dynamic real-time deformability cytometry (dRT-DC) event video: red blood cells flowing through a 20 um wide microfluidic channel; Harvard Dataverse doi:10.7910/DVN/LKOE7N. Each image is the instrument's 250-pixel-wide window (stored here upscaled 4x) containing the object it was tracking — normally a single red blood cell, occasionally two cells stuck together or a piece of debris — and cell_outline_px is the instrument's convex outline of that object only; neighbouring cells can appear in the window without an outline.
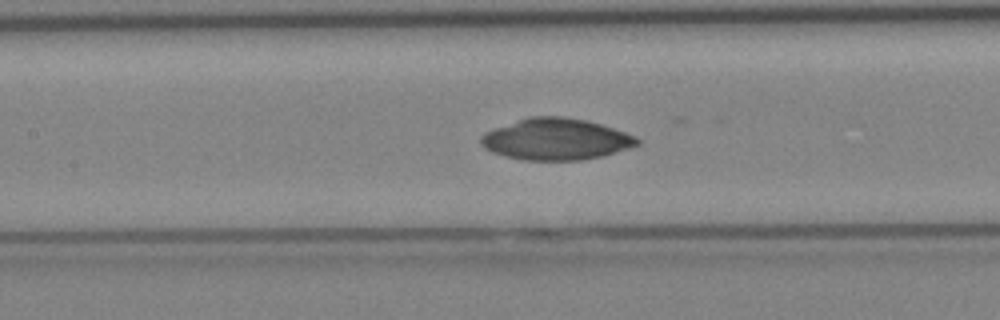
{"species": "Egyptian fruit bat (a non-hibernating species)", "species_latin": "Rousettus aegyptiacus", "temperature_condition": "cold", "stored_images_in_passage": 28, "camera_frame_rate_fps": 3000, "um_per_image_px": 0.085, "animal": {"sex": "female"}, "frame": {"image": 1, "passage_image": 19, "time_ms": 6.0, "image_size_px": [1000, 320], "cell_outline_px": [[640, 144], [628, 148], [600, 156], [580, 160], [524, 160], [492, 152], [484, 148], [480, 144], [480, 136], [484, 132], [492, 128], [532, 116], [564, 116], [588, 120], [636, 136], [640, 140]], "centroid_in_image_um": [47.23, 11.82], "position_along_channel_um": 160.2, "area_um2": 37.63}}
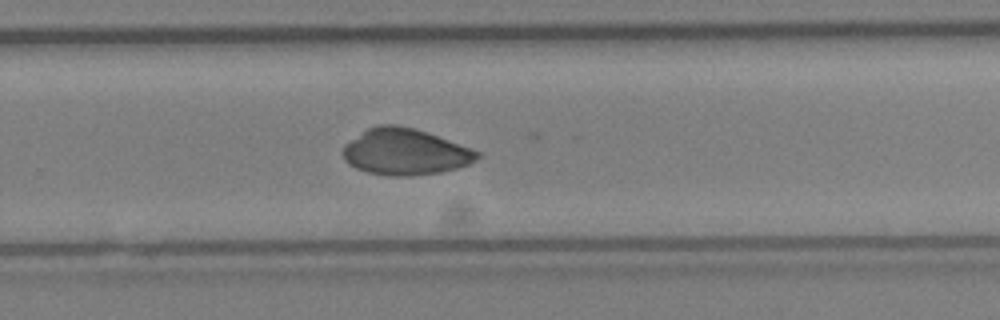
{"frame": {"image": 2, "passage_image": 27, "time_ms": 8.667, "image_size_px": [1000, 320], "cell_outline_px": [[480, 156], [476, 160], [468, 164], [456, 168], [440, 172], [408, 176], [388, 176], [368, 172], [356, 168], [348, 164], [344, 160], [344, 144], [368, 128], [380, 124], [396, 124], [428, 132], [480, 152]], "centroid_in_image_um": [34.42, 12.91], "position_along_channel_um": 295.4, "area_um2": 36.01}}